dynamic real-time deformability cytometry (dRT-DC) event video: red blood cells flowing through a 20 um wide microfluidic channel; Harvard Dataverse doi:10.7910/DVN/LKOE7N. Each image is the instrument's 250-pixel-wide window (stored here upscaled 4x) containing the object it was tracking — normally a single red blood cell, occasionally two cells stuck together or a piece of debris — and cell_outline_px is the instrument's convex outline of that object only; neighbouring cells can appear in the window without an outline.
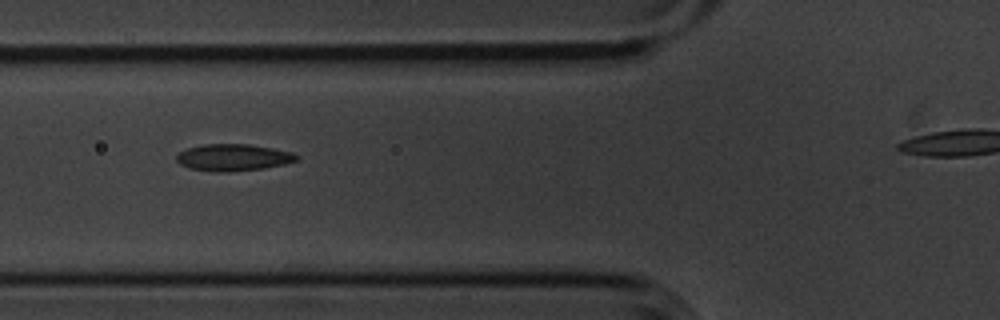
{"species": "common noctule bat (a hibernating species)", "species_latin": "Nyctalus noctula", "temperature_condition": "cold", "stored_images_in_passage": 11, "segment_of_instrument_passage": [1, 2], "camera_frame_rate_fps": 3000, "um_per_image_px": 0.085, "animal": {"sex": "male", "body_mass_g": 20.1, "forearm_length_mm": 53.5}, "frame": {"image": 1, "passage_image": 2, "time_ms": 0.333, "image_size_px": [1000, 320], "cell_outline_px": [[300, 156], [296, 160], [284, 164], [264, 168], [228, 172], [224, 172], [188, 168], [180, 164], [176, 160], [176, 156], [180, 152], [188, 148], [204, 144], [248, 144], [272, 148], [292, 152]], "centroid_in_image_um": [19.83, 13.38], "position_along_channel_um": 106.0, "area_um2": 18.61}}
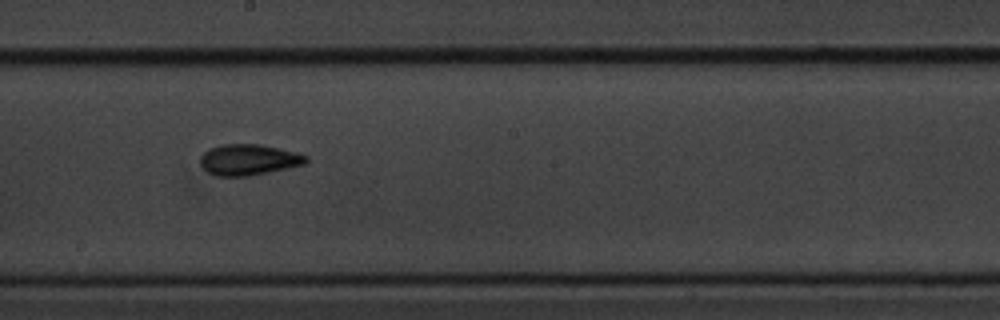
{"frame": {"image": 2, "passage_image": 5, "time_ms": 1.333, "image_size_px": [1000, 320], "cell_outline_px": [[308, 160], [304, 164], [248, 176], [216, 176], [208, 172], [200, 164], [200, 156], [208, 148], [220, 144], [260, 144], [280, 148], [296, 152], [308, 156]], "centroid_in_image_um": [21.1, 13.56], "position_along_channel_um": 227.1, "area_um2": 19.07}}
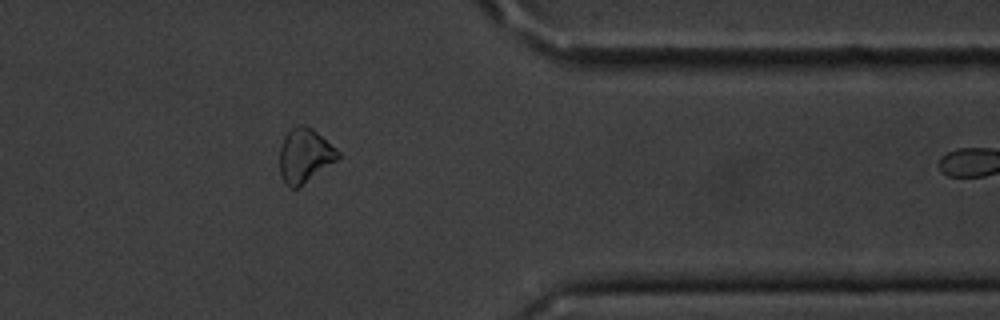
{"frame": {"image": 3, "passage_image": 10, "time_ms": 3.0, "image_size_px": [1000, 320], "cell_outline_px": [[340, 156], [336, 160], [296, 188], [292, 188], [280, 176], [280, 148], [284, 136], [292, 128], [312, 128], [336, 148], [340, 152]], "centroid_in_image_um": [25.89, 13.23], "position_along_channel_um": 385.5, "area_um2": 17.57}}